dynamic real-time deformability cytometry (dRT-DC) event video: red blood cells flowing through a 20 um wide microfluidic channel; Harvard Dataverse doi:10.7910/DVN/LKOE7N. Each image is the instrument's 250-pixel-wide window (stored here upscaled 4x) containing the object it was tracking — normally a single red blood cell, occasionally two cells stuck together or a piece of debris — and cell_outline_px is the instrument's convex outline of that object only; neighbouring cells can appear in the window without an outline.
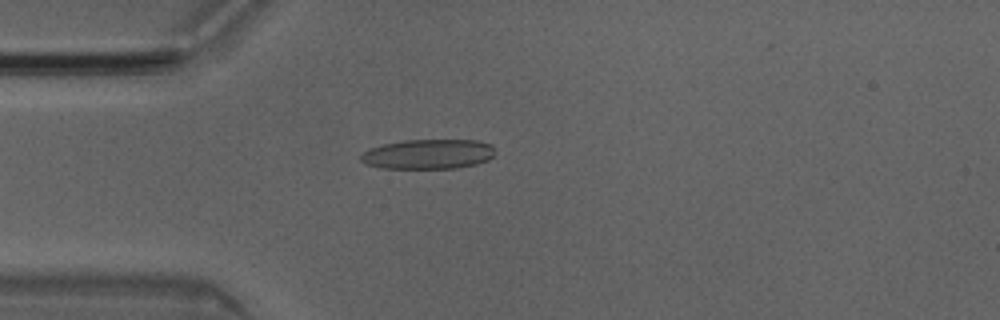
{"species": "Egyptian fruit bat (a non-hibernating species)", "species_latin": "Rousettus aegyptiacus", "temperature_condition": "room temperature", "stored_images_in_passage": 45, "camera_frame_rate_fps": 3000, "um_per_image_px": 0.085, "animal": {"sex": "male"}, "frame": {"image": 1, "passage_image": 13, "time_ms": 4.0, "image_size_px": [1000, 320], "cell_outline_px": [[492, 156], [488, 160], [476, 164], [456, 168], [380, 168], [364, 164], [360, 160], [360, 156], [364, 152], [372, 148], [384, 144], [404, 140], [476, 140], [492, 144]], "centroid_in_image_um": [36.37, 13.1], "position_along_channel_um": 48.6, "area_um2": 23.18}}
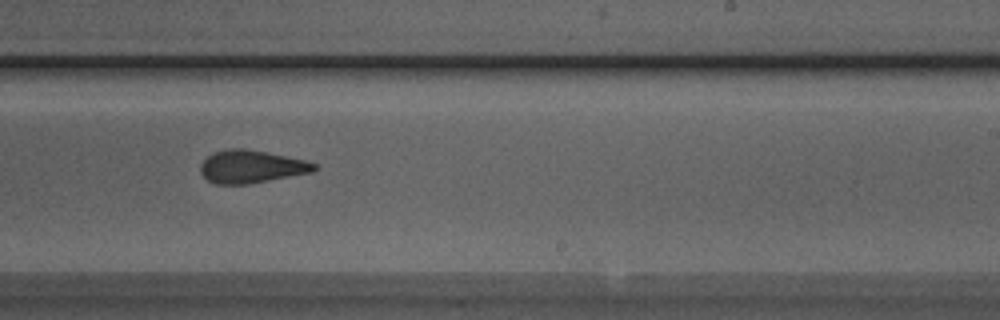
{"frame": {"image": 2, "passage_image": 30, "time_ms": 9.667, "image_size_px": [1000, 320], "cell_outline_px": [[320, 168], [312, 172], [248, 184], [216, 184], [208, 180], [200, 172], [200, 164], [212, 152], [228, 148], [244, 148], [268, 152], [308, 160], [320, 164]], "centroid_in_image_um": [21.41, 14.15], "position_along_channel_um": 267.6, "area_um2": 22.08}}
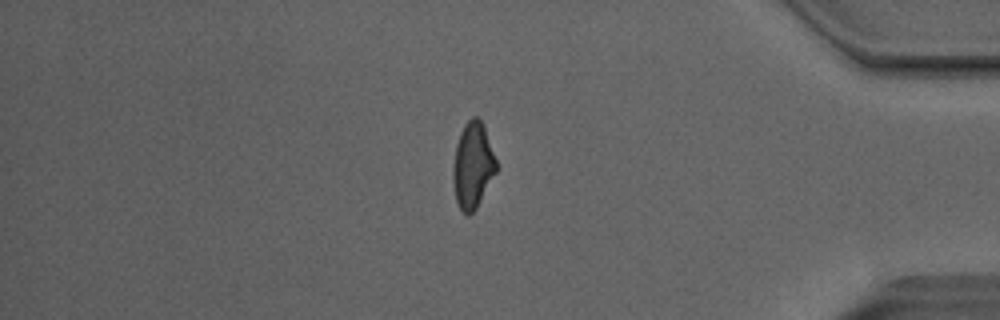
{"frame": {"image": 3, "passage_image": 42, "time_ms": 13.667, "image_size_px": [1000, 320], "cell_outline_px": [[496, 172], [476, 208], [468, 216], [456, 204], [452, 180], [452, 168], [456, 144], [460, 132], [464, 124], [472, 116], [476, 116], [484, 124], [496, 160]], "centroid_in_image_um": [40.16, 14.04], "position_along_channel_um": 395.0, "area_um2": 21.73}}